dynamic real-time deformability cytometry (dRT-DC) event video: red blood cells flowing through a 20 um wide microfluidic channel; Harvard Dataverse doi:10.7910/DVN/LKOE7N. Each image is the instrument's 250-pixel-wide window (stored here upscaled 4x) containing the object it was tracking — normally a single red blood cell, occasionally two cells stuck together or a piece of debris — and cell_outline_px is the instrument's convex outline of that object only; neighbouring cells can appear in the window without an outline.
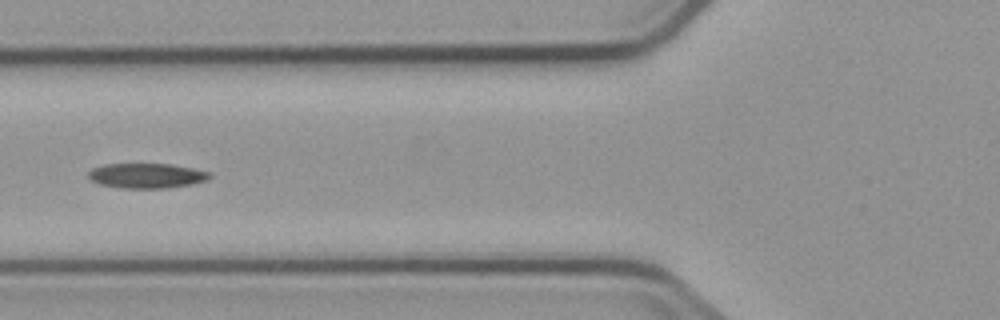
{"species": "common noctule bat (a hibernating species)", "species_latin": "Nyctalus noctula", "temperature_condition": "cold", "stored_images_in_passage": 9, "camera_frame_rate_fps": 3000, "um_per_image_px": 0.085, "animal": {"sex": "male", "body_mass_g": 23.1, "forearm_length_mm": 52.7}, "frame": {"image": 1, "passage_image": 6, "time_ms": 6.0, "image_size_px": [1000, 320], "cell_outline_px": [[212, 176], [208, 180], [192, 184], [168, 188], [120, 188], [100, 184], [92, 180], [88, 176], [88, 172], [92, 168], [104, 164], [172, 164], [212, 172]], "centroid_in_image_um": [12.5, 14.93], "position_along_channel_um": 113.3, "area_um2": 17.74}}
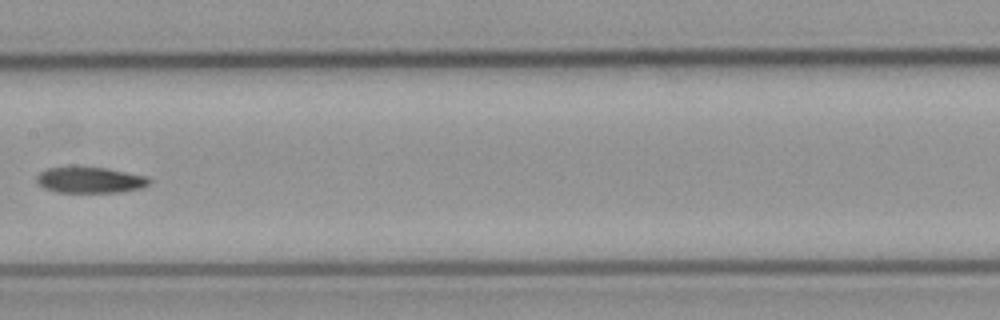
{"frame": {"image": 2, "passage_image": 8, "time_ms": 8.333, "image_size_px": [1000, 320], "cell_outline_px": [[152, 180], [144, 188], [120, 192], [56, 192], [44, 188], [36, 180], [36, 176], [40, 172], [48, 168], [104, 168], [148, 176]], "centroid_in_image_um": [7.7, 15.32], "position_along_channel_um": 199.7, "area_um2": 16.82}}
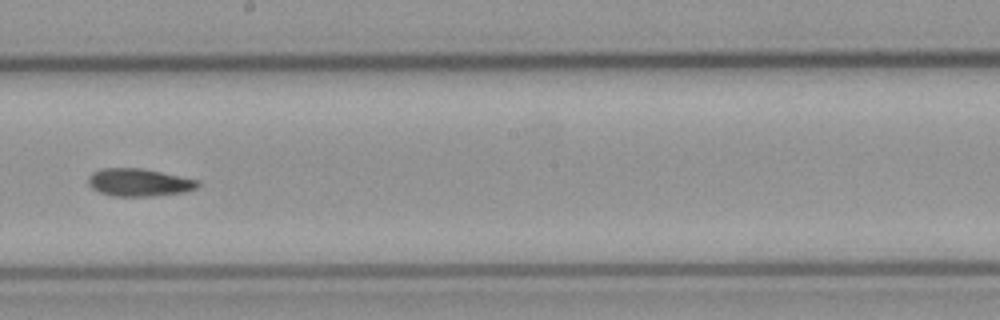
{"frame": {"image": 3, "passage_image": 9, "time_ms": 9.333, "image_size_px": [1000, 320], "cell_outline_px": [[200, 184], [196, 188], [188, 192], [156, 196], [112, 196], [100, 192], [92, 188], [88, 184], [88, 176], [92, 172], [100, 168], [144, 168], [200, 180]], "centroid_in_image_um": [11.84, 15.5], "position_along_channel_um": 236.4, "area_um2": 18.03}}